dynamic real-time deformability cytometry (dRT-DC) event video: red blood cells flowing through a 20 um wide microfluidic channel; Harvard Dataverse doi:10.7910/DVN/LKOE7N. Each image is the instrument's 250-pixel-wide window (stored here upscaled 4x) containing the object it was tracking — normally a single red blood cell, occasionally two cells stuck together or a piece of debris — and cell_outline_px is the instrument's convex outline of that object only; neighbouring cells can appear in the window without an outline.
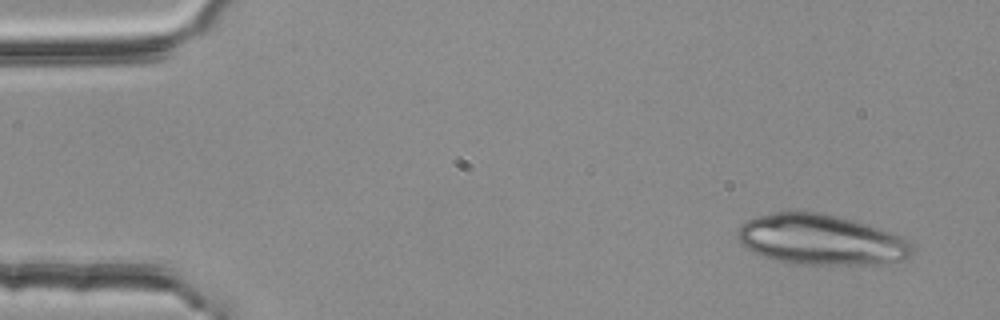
{"species": "common noctule bat (a hibernating species)", "species_latin": "Nyctalus noctula", "temperature_condition": "room temperature", "stored_images_in_passage": 3, "camera_frame_rate_fps": 3000, "um_per_image_px": 0.085, "animal": {"sex": "female", "body_mass_g": 25.1}, "frame": {"image": 1, "passage_image": 1, "time_ms": 0.0, "image_size_px": [1000, 320], "cell_outline_px": [[916, 248], [912, 256], [904, 260], [884, 264], [800, 264], [776, 260], [764, 256], [740, 244], [736, 236], [736, 232], [740, 224], [748, 220], [760, 216], [776, 212], [820, 212], [852, 220], [880, 228], [892, 232], [908, 240]], "centroid_in_image_um": [69.84, 20.39], "position_along_channel_um": 15.2, "area_um2": 51.33}}